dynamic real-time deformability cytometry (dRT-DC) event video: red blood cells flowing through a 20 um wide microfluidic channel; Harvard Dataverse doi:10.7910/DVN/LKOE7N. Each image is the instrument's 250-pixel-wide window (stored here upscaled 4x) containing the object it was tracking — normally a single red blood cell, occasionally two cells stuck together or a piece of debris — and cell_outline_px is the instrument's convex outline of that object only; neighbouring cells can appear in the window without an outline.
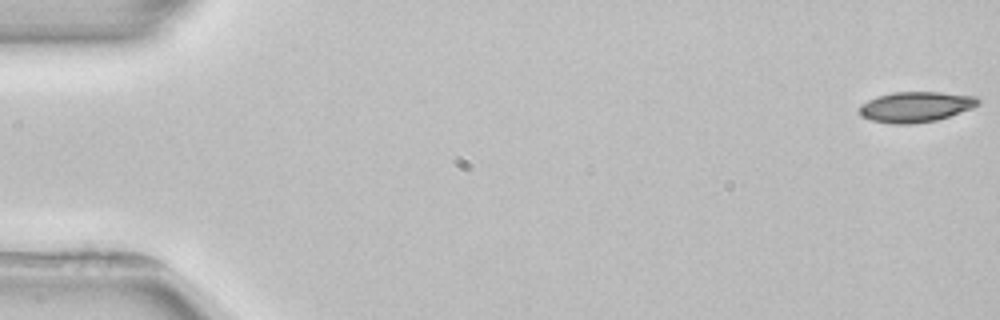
{"species": "common noctule bat (a hibernating species)", "species_latin": "Nyctalus noctula", "temperature_condition": "room temperature", "stored_images_in_passage": 5, "camera_frame_rate_fps": 3000, "um_per_image_px": 0.085, "animal": {"sex": "female", "body_mass_g": 22.7, "forearm_length_mm": 54.2}, "frame": {"image": 1, "passage_image": 1, "time_ms": 0.0, "image_size_px": [1000, 320], "cell_outline_px": [[980, 104], [972, 108], [936, 120], [912, 124], [892, 124], [872, 120], [864, 116], [860, 112], [860, 104], [876, 96], [892, 92], [940, 92], [976, 96], [980, 100]], "centroid_in_image_um": [77.85, 9.07], "position_along_channel_um": 7.2, "area_um2": 20.98}}
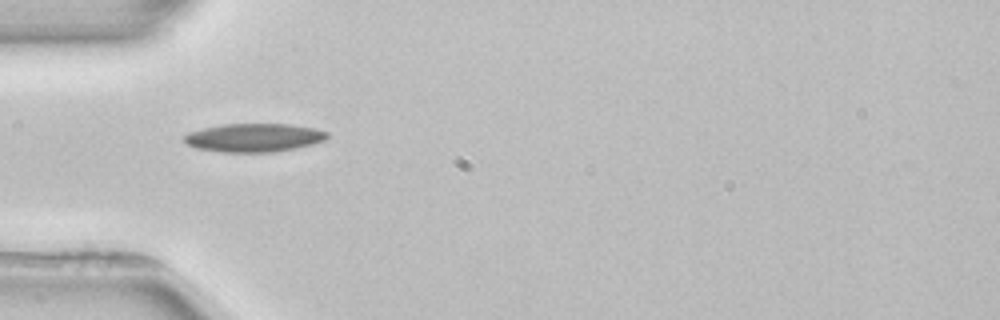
{"frame": {"image": 2, "passage_image": 4, "time_ms": 5.333, "image_size_px": [1000, 320], "cell_outline_px": [[328, 136], [324, 140], [312, 144], [296, 148], [272, 152], [220, 152], [196, 148], [188, 144], [184, 140], [184, 136], [188, 132], [204, 128], [224, 124], [292, 124], [312, 128], [328, 132]], "centroid_in_image_um": [21.58, 11.7], "position_along_channel_um": 63.4, "area_um2": 23.58}}